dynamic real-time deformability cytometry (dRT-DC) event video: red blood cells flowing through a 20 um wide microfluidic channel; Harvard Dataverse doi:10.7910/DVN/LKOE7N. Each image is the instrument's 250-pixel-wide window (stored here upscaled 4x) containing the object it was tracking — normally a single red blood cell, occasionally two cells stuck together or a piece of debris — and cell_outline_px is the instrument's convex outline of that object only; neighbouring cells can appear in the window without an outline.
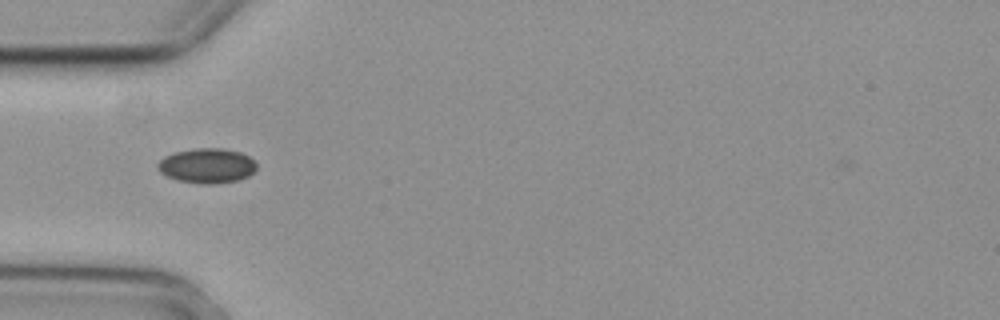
{"species": "common noctule bat (a hibernating species)", "species_latin": "Nyctalus noctula", "temperature_condition": "cold", "stored_images_in_passage": 3, "camera_frame_rate_fps": 3000, "um_per_image_px": 0.085, "animal": {"sex": "female", "body_mass_g": 29.2, "forearm_length_mm": 56.3}, "frame": {"image": 1, "passage_image": 2, "time_ms": 0.333, "image_size_px": [1000, 320], "cell_outline_px": [[256, 168], [248, 176], [236, 180], [208, 184], [204, 184], [176, 180], [160, 172], [160, 160], [164, 156], [176, 152], [196, 148], [224, 148], [240, 152], [248, 156], [256, 164]], "centroid_in_image_um": [17.6, 14.07], "position_along_channel_um": 67.4, "area_um2": 19.65}}
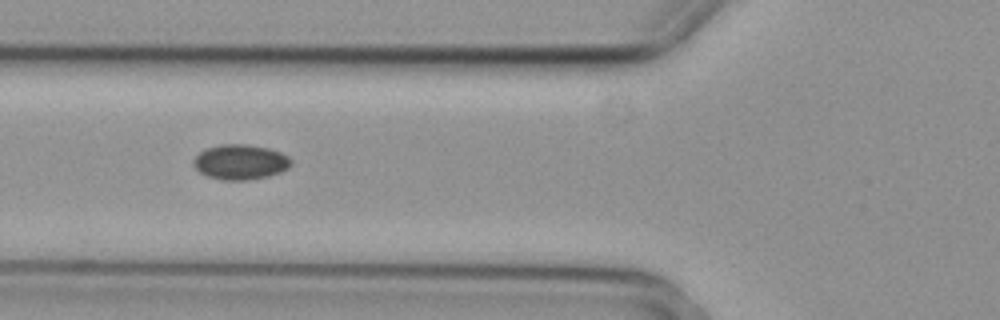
{"frame": {"image": 2, "passage_image": 3, "time_ms": 0.667, "image_size_px": [1000, 320], "cell_outline_px": [[292, 164], [288, 168], [280, 172], [268, 176], [248, 180], [224, 180], [208, 176], [200, 172], [192, 164], [192, 160], [204, 148], [220, 144], [244, 144], [268, 148], [280, 152], [288, 156], [292, 160]], "centroid_in_image_um": [20.42, 13.76], "position_along_channel_um": 105.4, "area_um2": 20.0}}